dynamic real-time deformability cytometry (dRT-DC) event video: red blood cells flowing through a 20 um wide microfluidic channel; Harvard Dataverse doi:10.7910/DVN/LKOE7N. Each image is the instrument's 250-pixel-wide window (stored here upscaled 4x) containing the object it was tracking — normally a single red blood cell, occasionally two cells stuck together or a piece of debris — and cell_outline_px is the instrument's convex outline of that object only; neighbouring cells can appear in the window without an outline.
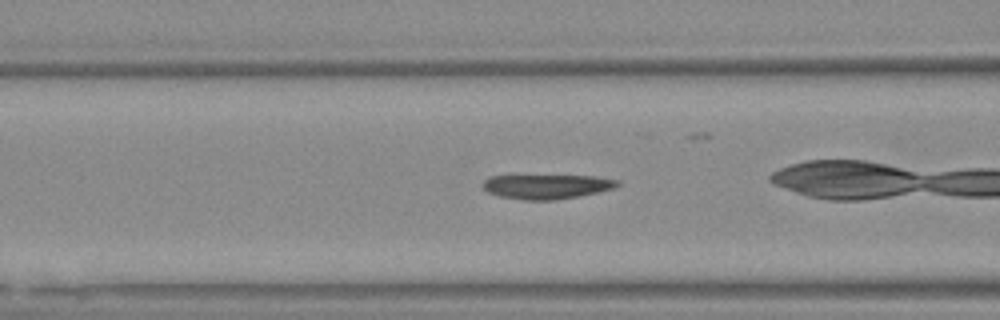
{"species": "Egyptian fruit bat (a non-hibernating species)", "species_latin": "Rousettus aegyptiacus", "temperature_condition": "warm", "stored_images_in_passage": 26, "camera_frame_rate_fps": 3000, "um_per_image_px": 0.085, "animal": {"sex": "female"}, "frame": {"image": 1, "passage_image": 5, "time_ms": 1.333, "image_size_px": [1000, 320], "cell_outline_px": [[620, 184], [612, 188], [580, 196], [556, 200], [524, 200], [500, 196], [488, 192], [484, 188], [484, 180], [488, 176], [508, 172], [596, 176], [620, 180]], "centroid_in_image_um": [46.38, 15.78], "position_along_channel_um": 120.2, "area_um2": 20.58}}
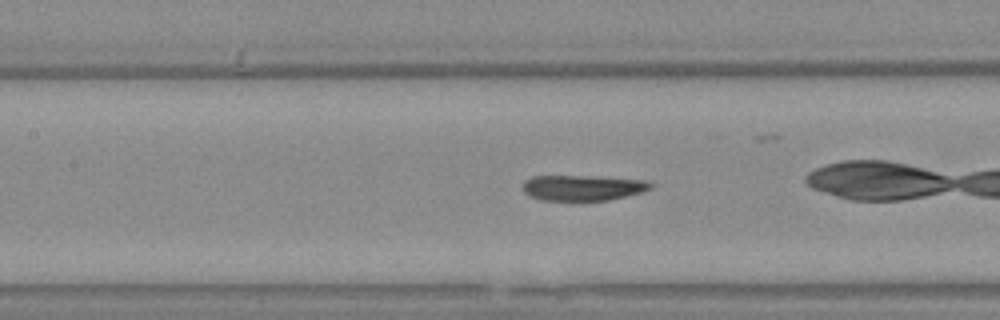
{"frame": {"image": 2, "passage_image": 8, "time_ms": 2.333, "image_size_px": [1000, 320], "cell_outline_px": [[652, 188], [640, 192], [608, 200], [544, 200], [528, 196], [524, 192], [524, 180], [532, 176], [580, 176], [644, 180], [652, 184]], "centroid_in_image_um": [49.47, 15.96], "position_along_channel_um": 157.9, "area_um2": 18.61}}